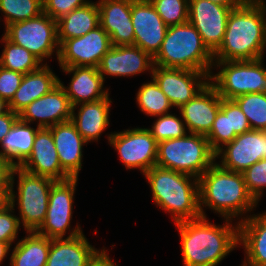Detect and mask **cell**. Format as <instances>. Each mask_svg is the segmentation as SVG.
I'll use <instances>...</instances> for the list:
<instances>
[{
  "label": "cell",
  "mask_w": 266,
  "mask_h": 266,
  "mask_svg": "<svg viewBox=\"0 0 266 266\" xmlns=\"http://www.w3.org/2000/svg\"><path fill=\"white\" fill-rule=\"evenodd\" d=\"M223 224L200 217L174 224L179 234L183 266H218L239 244V222L221 218Z\"/></svg>",
  "instance_id": "cell-1"
},
{
  "label": "cell",
  "mask_w": 266,
  "mask_h": 266,
  "mask_svg": "<svg viewBox=\"0 0 266 266\" xmlns=\"http://www.w3.org/2000/svg\"><path fill=\"white\" fill-rule=\"evenodd\" d=\"M266 54V10L262 0H243L227 20L214 61L256 60Z\"/></svg>",
  "instance_id": "cell-2"
},
{
  "label": "cell",
  "mask_w": 266,
  "mask_h": 266,
  "mask_svg": "<svg viewBox=\"0 0 266 266\" xmlns=\"http://www.w3.org/2000/svg\"><path fill=\"white\" fill-rule=\"evenodd\" d=\"M198 185L202 217L209 209L220 218L240 222L259 205L248 192L243 173L223 169L216 162L198 178Z\"/></svg>",
  "instance_id": "cell-3"
},
{
  "label": "cell",
  "mask_w": 266,
  "mask_h": 266,
  "mask_svg": "<svg viewBox=\"0 0 266 266\" xmlns=\"http://www.w3.org/2000/svg\"><path fill=\"white\" fill-rule=\"evenodd\" d=\"M143 176L151 190L153 204L170 215L174 224L202 217L197 178L158 166Z\"/></svg>",
  "instance_id": "cell-4"
},
{
  "label": "cell",
  "mask_w": 266,
  "mask_h": 266,
  "mask_svg": "<svg viewBox=\"0 0 266 266\" xmlns=\"http://www.w3.org/2000/svg\"><path fill=\"white\" fill-rule=\"evenodd\" d=\"M154 65L165 68H183L206 73L213 69V54L204 45L201 35L189 22L167 28Z\"/></svg>",
  "instance_id": "cell-5"
},
{
  "label": "cell",
  "mask_w": 266,
  "mask_h": 266,
  "mask_svg": "<svg viewBox=\"0 0 266 266\" xmlns=\"http://www.w3.org/2000/svg\"><path fill=\"white\" fill-rule=\"evenodd\" d=\"M10 182L11 206L18 209L15 211H18L23 232L37 231L46 218L49 194L55 181L14 166Z\"/></svg>",
  "instance_id": "cell-6"
},
{
  "label": "cell",
  "mask_w": 266,
  "mask_h": 266,
  "mask_svg": "<svg viewBox=\"0 0 266 266\" xmlns=\"http://www.w3.org/2000/svg\"><path fill=\"white\" fill-rule=\"evenodd\" d=\"M215 163L206 135L188 133L158 142L156 166L199 178Z\"/></svg>",
  "instance_id": "cell-7"
},
{
  "label": "cell",
  "mask_w": 266,
  "mask_h": 266,
  "mask_svg": "<svg viewBox=\"0 0 266 266\" xmlns=\"http://www.w3.org/2000/svg\"><path fill=\"white\" fill-rule=\"evenodd\" d=\"M264 61L265 57L256 60L214 61L209 82L224 99H234L248 93H266Z\"/></svg>",
  "instance_id": "cell-8"
},
{
  "label": "cell",
  "mask_w": 266,
  "mask_h": 266,
  "mask_svg": "<svg viewBox=\"0 0 266 266\" xmlns=\"http://www.w3.org/2000/svg\"><path fill=\"white\" fill-rule=\"evenodd\" d=\"M5 29V30H4ZM3 29V35L13 43L24 47L43 64L59 54L57 21L46 13L39 16L14 22ZM48 60V61H47Z\"/></svg>",
  "instance_id": "cell-9"
},
{
  "label": "cell",
  "mask_w": 266,
  "mask_h": 266,
  "mask_svg": "<svg viewBox=\"0 0 266 266\" xmlns=\"http://www.w3.org/2000/svg\"><path fill=\"white\" fill-rule=\"evenodd\" d=\"M79 178H69L55 181L49 194L46 218L41 227L36 231L38 234L49 239L72 238L83 232L79 222L71 223L74 213V201Z\"/></svg>",
  "instance_id": "cell-10"
},
{
  "label": "cell",
  "mask_w": 266,
  "mask_h": 266,
  "mask_svg": "<svg viewBox=\"0 0 266 266\" xmlns=\"http://www.w3.org/2000/svg\"><path fill=\"white\" fill-rule=\"evenodd\" d=\"M129 127L105 133L107 145L119 156L125 170H138L142 175L156 166L158 142L147 127Z\"/></svg>",
  "instance_id": "cell-11"
},
{
  "label": "cell",
  "mask_w": 266,
  "mask_h": 266,
  "mask_svg": "<svg viewBox=\"0 0 266 266\" xmlns=\"http://www.w3.org/2000/svg\"><path fill=\"white\" fill-rule=\"evenodd\" d=\"M112 48L108 33L99 25L87 34L59 44L58 66L98 68L102 57Z\"/></svg>",
  "instance_id": "cell-12"
},
{
  "label": "cell",
  "mask_w": 266,
  "mask_h": 266,
  "mask_svg": "<svg viewBox=\"0 0 266 266\" xmlns=\"http://www.w3.org/2000/svg\"><path fill=\"white\" fill-rule=\"evenodd\" d=\"M266 159V131L251 129L237 135L215 153V162L223 169L243 172Z\"/></svg>",
  "instance_id": "cell-13"
},
{
  "label": "cell",
  "mask_w": 266,
  "mask_h": 266,
  "mask_svg": "<svg viewBox=\"0 0 266 266\" xmlns=\"http://www.w3.org/2000/svg\"><path fill=\"white\" fill-rule=\"evenodd\" d=\"M151 77L176 110L209 83V76L204 72L157 65H154Z\"/></svg>",
  "instance_id": "cell-14"
},
{
  "label": "cell",
  "mask_w": 266,
  "mask_h": 266,
  "mask_svg": "<svg viewBox=\"0 0 266 266\" xmlns=\"http://www.w3.org/2000/svg\"><path fill=\"white\" fill-rule=\"evenodd\" d=\"M235 7L218 5L209 0H189L188 21L212 54L223 41L229 14Z\"/></svg>",
  "instance_id": "cell-15"
},
{
  "label": "cell",
  "mask_w": 266,
  "mask_h": 266,
  "mask_svg": "<svg viewBox=\"0 0 266 266\" xmlns=\"http://www.w3.org/2000/svg\"><path fill=\"white\" fill-rule=\"evenodd\" d=\"M153 67V57L138 46H112L102 57L98 71L106 81L109 76L133 78L148 74L151 77Z\"/></svg>",
  "instance_id": "cell-16"
},
{
  "label": "cell",
  "mask_w": 266,
  "mask_h": 266,
  "mask_svg": "<svg viewBox=\"0 0 266 266\" xmlns=\"http://www.w3.org/2000/svg\"><path fill=\"white\" fill-rule=\"evenodd\" d=\"M72 105L60 84L48 94L31 102L18 113L20 121L37 124L39 128H49L71 120ZM37 122V123H36Z\"/></svg>",
  "instance_id": "cell-17"
},
{
  "label": "cell",
  "mask_w": 266,
  "mask_h": 266,
  "mask_svg": "<svg viewBox=\"0 0 266 266\" xmlns=\"http://www.w3.org/2000/svg\"><path fill=\"white\" fill-rule=\"evenodd\" d=\"M131 20L134 45L154 57L161 48L168 26L151 2L132 0Z\"/></svg>",
  "instance_id": "cell-18"
},
{
  "label": "cell",
  "mask_w": 266,
  "mask_h": 266,
  "mask_svg": "<svg viewBox=\"0 0 266 266\" xmlns=\"http://www.w3.org/2000/svg\"><path fill=\"white\" fill-rule=\"evenodd\" d=\"M64 74L70 76L66 86L59 78V84L69 97L72 106L101 100L111 94L110 87L105 86V81L98 68L87 66L60 67Z\"/></svg>",
  "instance_id": "cell-19"
},
{
  "label": "cell",
  "mask_w": 266,
  "mask_h": 266,
  "mask_svg": "<svg viewBox=\"0 0 266 266\" xmlns=\"http://www.w3.org/2000/svg\"><path fill=\"white\" fill-rule=\"evenodd\" d=\"M222 97L209 82L191 100L178 109L188 132L207 135L212 127Z\"/></svg>",
  "instance_id": "cell-20"
},
{
  "label": "cell",
  "mask_w": 266,
  "mask_h": 266,
  "mask_svg": "<svg viewBox=\"0 0 266 266\" xmlns=\"http://www.w3.org/2000/svg\"><path fill=\"white\" fill-rule=\"evenodd\" d=\"M19 167L29 173L45 176L54 181L71 178L60 165L58 152L49 128H40L37 131L32 152Z\"/></svg>",
  "instance_id": "cell-21"
},
{
  "label": "cell",
  "mask_w": 266,
  "mask_h": 266,
  "mask_svg": "<svg viewBox=\"0 0 266 266\" xmlns=\"http://www.w3.org/2000/svg\"><path fill=\"white\" fill-rule=\"evenodd\" d=\"M96 2L100 26L110 36L112 46L134 45L132 0H96Z\"/></svg>",
  "instance_id": "cell-22"
},
{
  "label": "cell",
  "mask_w": 266,
  "mask_h": 266,
  "mask_svg": "<svg viewBox=\"0 0 266 266\" xmlns=\"http://www.w3.org/2000/svg\"><path fill=\"white\" fill-rule=\"evenodd\" d=\"M112 103L113 99L109 94L98 101L72 106L71 122L88 144L98 143L110 126Z\"/></svg>",
  "instance_id": "cell-23"
},
{
  "label": "cell",
  "mask_w": 266,
  "mask_h": 266,
  "mask_svg": "<svg viewBox=\"0 0 266 266\" xmlns=\"http://www.w3.org/2000/svg\"><path fill=\"white\" fill-rule=\"evenodd\" d=\"M49 129L54 139L62 169L71 178H78L84 164V145L87 147L88 143L76 130L71 120L58 123L49 127Z\"/></svg>",
  "instance_id": "cell-24"
},
{
  "label": "cell",
  "mask_w": 266,
  "mask_h": 266,
  "mask_svg": "<svg viewBox=\"0 0 266 266\" xmlns=\"http://www.w3.org/2000/svg\"><path fill=\"white\" fill-rule=\"evenodd\" d=\"M84 233L72 237L51 239L46 266H88L105 248H96Z\"/></svg>",
  "instance_id": "cell-25"
},
{
  "label": "cell",
  "mask_w": 266,
  "mask_h": 266,
  "mask_svg": "<svg viewBox=\"0 0 266 266\" xmlns=\"http://www.w3.org/2000/svg\"><path fill=\"white\" fill-rule=\"evenodd\" d=\"M240 248L244 258L239 266H266V211L253 213L239 222Z\"/></svg>",
  "instance_id": "cell-26"
},
{
  "label": "cell",
  "mask_w": 266,
  "mask_h": 266,
  "mask_svg": "<svg viewBox=\"0 0 266 266\" xmlns=\"http://www.w3.org/2000/svg\"><path fill=\"white\" fill-rule=\"evenodd\" d=\"M50 66L51 64H43L39 69L24 75L19 88L9 102L10 110L19 113L59 84V76Z\"/></svg>",
  "instance_id": "cell-27"
},
{
  "label": "cell",
  "mask_w": 266,
  "mask_h": 266,
  "mask_svg": "<svg viewBox=\"0 0 266 266\" xmlns=\"http://www.w3.org/2000/svg\"><path fill=\"white\" fill-rule=\"evenodd\" d=\"M39 129L18 119L0 144V156L13 166H20L31 154Z\"/></svg>",
  "instance_id": "cell-28"
},
{
  "label": "cell",
  "mask_w": 266,
  "mask_h": 266,
  "mask_svg": "<svg viewBox=\"0 0 266 266\" xmlns=\"http://www.w3.org/2000/svg\"><path fill=\"white\" fill-rule=\"evenodd\" d=\"M98 4L91 0L57 20L58 42L81 37L99 26Z\"/></svg>",
  "instance_id": "cell-29"
},
{
  "label": "cell",
  "mask_w": 266,
  "mask_h": 266,
  "mask_svg": "<svg viewBox=\"0 0 266 266\" xmlns=\"http://www.w3.org/2000/svg\"><path fill=\"white\" fill-rule=\"evenodd\" d=\"M51 239L34 232L25 236L12 246L9 266H46Z\"/></svg>",
  "instance_id": "cell-30"
},
{
  "label": "cell",
  "mask_w": 266,
  "mask_h": 266,
  "mask_svg": "<svg viewBox=\"0 0 266 266\" xmlns=\"http://www.w3.org/2000/svg\"><path fill=\"white\" fill-rule=\"evenodd\" d=\"M0 44H3L0 53V66L16 71L22 74L39 69L43 63L24 47L8 40L3 34L0 38Z\"/></svg>",
  "instance_id": "cell-31"
},
{
  "label": "cell",
  "mask_w": 266,
  "mask_h": 266,
  "mask_svg": "<svg viewBox=\"0 0 266 266\" xmlns=\"http://www.w3.org/2000/svg\"><path fill=\"white\" fill-rule=\"evenodd\" d=\"M135 103L139 111L146 116L155 117L171 113L174 108L166 95L162 92L155 80L150 77L146 83L144 81L135 93Z\"/></svg>",
  "instance_id": "cell-32"
},
{
  "label": "cell",
  "mask_w": 266,
  "mask_h": 266,
  "mask_svg": "<svg viewBox=\"0 0 266 266\" xmlns=\"http://www.w3.org/2000/svg\"><path fill=\"white\" fill-rule=\"evenodd\" d=\"M41 13L43 0H0V22L3 23L0 25L4 28L11 23L37 17Z\"/></svg>",
  "instance_id": "cell-33"
},
{
  "label": "cell",
  "mask_w": 266,
  "mask_h": 266,
  "mask_svg": "<svg viewBox=\"0 0 266 266\" xmlns=\"http://www.w3.org/2000/svg\"><path fill=\"white\" fill-rule=\"evenodd\" d=\"M247 117L251 129L266 131V93H248L233 99Z\"/></svg>",
  "instance_id": "cell-34"
},
{
  "label": "cell",
  "mask_w": 266,
  "mask_h": 266,
  "mask_svg": "<svg viewBox=\"0 0 266 266\" xmlns=\"http://www.w3.org/2000/svg\"><path fill=\"white\" fill-rule=\"evenodd\" d=\"M176 113H169L166 115L155 116L152 125L147 127L151 135L157 142L180 138L188 134L186 124L183 121L181 113L176 110Z\"/></svg>",
  "instance_id": "cell-35"
},
{
  "label": "cell",
  "mask_w": 266,
  "mask_h": 266,
  "mask_svg": "<svg viewBox=\"0 0 266 266\" xmlns=\"http://www.w3.org/2000/svg\"><path fill=\"white\" fill-rule=\"evenodd\" d=\"M151 3L168 27L188 21L189 0H152Z\"/></svg>",
  "instance_id": "cell-36"
},
{
  "label": "cell",
  "mask_w": 266,
  "mask_h": 266,
  "mask_svg": "<svg viewBox=\"0 0 266 266\" xmlns=\"http://www.w3.org/2000/svg\"><path fill=\"white\" fill-rule=\"evenodd\" d=\"M248 192L259 203L266 196V159H261L242 172Z\"/></svg>",
  "instance_id": "cell-37"
},
{
  "label": "cell",
  "mask_w": 266,
  "mask_h": 266,
  "mask_svg": "<svg viewBox=\"0 0 266 266\" xmlns=\"http://www.w3.org/2000/svg\"><path fill=\"white\" fill-rule=\"evenodd\" d=\"M236 136V133H230L229 115L219 110L210 132L206 135L211 149L216 153L225 144L232 142Z\"/></svg>",
  "instance_id": "cell-38"
},
{
  "label": "cell",
  "mask_w": 266,
  "mask_h": 266,
  "mask_svg": "<svg viewBox=\"0 0 266 266\" xmlns=\"http://www.w3.org/2000/svg\"><path fill=\"white\" fill-rule=\"evenodd\" d=\"M20 221L13 206L0 211V242L14 245L20 238Z\"/></svg>",
  "instance_id": "cell-39"
},
{
  "label": "cell",
  "mask_w": 266,
  "mask_h": 266,
  "mask_svg": "<svg viewBox=\"0 0 266 266\" xmlns=\"http://www.w3.org/2000/svg\"><path fill=\"white\" fill-rule=\"evenodd\" d=\"M220 110L229 115L230 133L240 135L251 130L247 117L233 99L222 98Z\"/></svg>",
  "instance_id": "cell-40"
},
{
  "label": "cell",
  "mask_w": 266,
  "mask_h": 266,
  "mask_svg": "<svg viewBox=\"0 0 266 266\" xmlns=\"http://www.w3.org/2000/svg\"><path fill=\"white\" fill-rule=\"evenodd\" d=\"M91 0H43V12L54 20H59L72 10L85 6Z\"/></svg>",
  "instance_id": "cell-41"
},
{
  "label": "cell",
  "mask_w": 266,
  "mask_h": 266,
  "mask_svg": "<svg viewBox=\"0 0 266 266\" xmlns=\"http://www.w3.org/2000/svg\"><path fill=\"white\" fill-rule=\"evenodd\" d=\"M24 74L0 66V97L8 103L19 88Z\"/></svg>",
  "instance_id": "cell-42"
},
{
  "label": "cell",
  "mask_w": 266,
  "mask_h": 266,
  "mask_svg": "<svg viewBox=\"0 0 266 266\" xmlns=\"http://www.w3.org/2000/svg\"><path fill=\"white\" fill-rule=\"evenodd\" d=\"M18 119V113L13 112L12 110L0 115V144Z\"/></svg>",
  "instance_id": "cell-43"
},
{
  "label": "cell",
  "mask_w": 266,
  "mask_h": 266,
  "mask_svg": "<svg viewBox=\"0 0 266 266\" xmlns=\"http://www.w3.org/2000/svg\"><path fill=\"white\" fill-rule=\"evenodd\" d=\"M13 165L0 156V186H11V172Z\"/></svg>",
  "instance_id": "cell-44"
},
{
  "label": "cell",
  "mask_w": 266,
  "mask_h": 266,
  "mask_svg": "<svg viewBox=\"0 0 266 266\" xmlns=\"http://www.w3.org/2000/svg\"><path fill=\"white\" fill-rule=\"evenodd\" d=\"M108 251L105 247L88 266H118Z\"/></svg>",
  "instance_id": "cell-45"
},
{
  "label": "cell",
  "mask_w": 266,
  "mask_h": 266,
  "mask_svg": "<svg viewBox=\"0 0 266 266\" xmlns=\"http://www.w3.org/2000/svg\"><path fill=\"white\" fill-rule=\"evenodd\" d=\"M11 206V186H0V211Z\"/></svg>",
  "instance_id": "cell-46"
},
{
  "label": "cell",
  "mask_w": 266,
  "mask_h": 266,
  "mask_svg": "<svg viewBox=\"0 0 266 266\" xmlns=\"http://www.w3.org/2000/svg\"><path fill=\"white\" fill-rule=\"evenodd\" d=\"M12 246L13 245L11 243L0 242V266L3 265V263L5 262V259H7L8 256H9L8 264L10 263V256H11L10 255L11 254L10 251L12 250Z\"/></svg>",
  "instance_id": "cell-47"
},
{
  "label": "cell",
  "mask_w": 266,
  "mask_h": 266,
  "mask_svg": "<svg viewBox=\"0 0 266 266\" xmlns=\"http://www.w3.org/2000/svg\"><path fill=\"white\" fill-rule=\"evenodd\" d=\"M209 1L223 6H238L243 0H209Z\"/></svg>",
  "instance_id": "cell-48"
},
{
  "label": "cell",
  "mask_w": 266,
  "mask_h": 266,
  "mask_svg": "<svg viewBox=\"0 0 266 266\" xmlns=\"http://www.w3.org/2000/svg\"><path fill=\"white\" fill-rule=\"evenodd\" d=\"M9 111V103L0 97V115L8 113Z\"/></svg>",
  "instance_id": "cell-49"
},
{
  "label": "cell",
  "mask_w": 266,
  "mask_h": 266,
  "mask_svg": "<svg viewBox=\"0 0 266 266\" xmlns=\"http://www.w3.org/2000/svg\"><path fill=\"white\" fill-rule=\"evenodd\" d=\"M135 1H146V2H151L152 0H135Z\"/></svg>",
  "instance_id": "cell-50"
},
{
  "label": "cell",
  "mask_w": 266,
  "mask_h": 266,
  "mask_svg": "<svg viewBox=\"0 0 266 266\" xmlns=\"http://www.w3.org/2000/svg\"><path fill=\"white\" fill-rule=\"evenodd\" d=\"M263 2H264V4H265V10H266V0H262Z\"/></svg>",
  "instance_id": "cell-51"
}]
</instances>
